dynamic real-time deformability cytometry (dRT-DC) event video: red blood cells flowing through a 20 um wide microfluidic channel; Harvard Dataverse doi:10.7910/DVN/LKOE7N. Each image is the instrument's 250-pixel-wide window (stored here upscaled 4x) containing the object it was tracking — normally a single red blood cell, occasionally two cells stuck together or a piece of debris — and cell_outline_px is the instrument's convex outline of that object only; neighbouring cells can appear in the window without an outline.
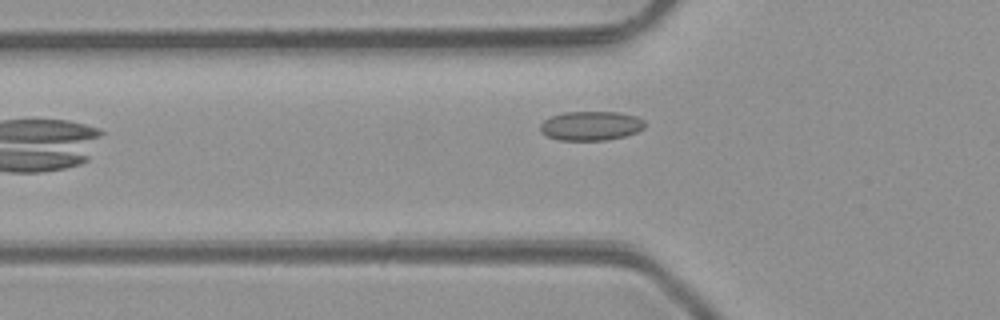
{"species": "common noctule bat (a hibernating species)", "species_latin": "Nyctalus noctula", "temperature_condition": "room temperature", "stored_images_in_passage": 6, "camera_frame_rate_fps": 3000, "um_per_image_px": 0.085, "animal": {"sex": "male", "body_mass_g": 23.1, "forearm_length_mm": 52.7}, "frame": {"image": 1, "passage_image": 4, "time_ms": 3.667, "image_size_px": [1000, 320], "cell_outline_px": [[644, 128], [636, 132], [624, 136], [608, 140], [560, 140], [548, 136], [540, 132], [540, 124], [544, 120], [552, 116], [564, 112], [620, 112], [636, 116], [644, 120]], "centroid_in_image_um": [50.22, 10.69], "position_along_channel_um": 75.6, "area_um2": 17.8}}
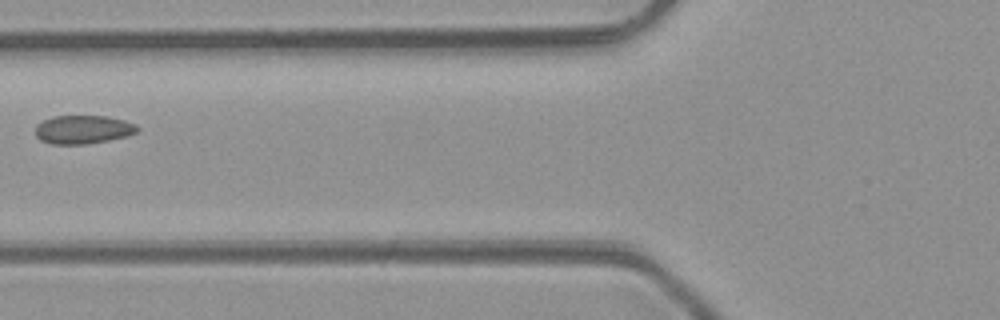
{"frame": {"image": 2, "passage_image": 5, "time_ms": 4.667, "image_size_px": [1000, 320], "cell_outline_px": [[140, 128], [136, 132], [124, 136], [108, 140], [84, 144], [48, 144], [40, 140], [36, 136], [36, 124], [52, 116], [108, 116], [124, 120], [136, 124]], "centroid_in_image_um": [7.03, 11.0], "position_along_channel_um": 118.8, "area_um2": 16.94}}
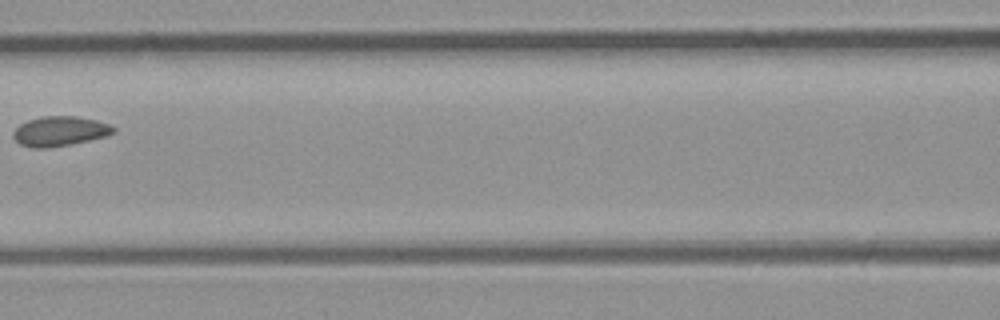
{"frame": {"image": 3, "passage_image": 6, "time_ms": 5.667, "image_size_px": [1000, 320], "cell_outline_px": [[116, 132], [104, 136], [72, 144], [48, 148], [32, 148], [20, 144], [12, 136], [12, 132], [20, 124], [28, 120], [44, 116], [76, 116], [96, 120], [108, 124], [116, 128]], "centroid_in_image_um": [5.06, 11.15], "position_along_channel_um": 161.5, "area_um2": 17.34}}